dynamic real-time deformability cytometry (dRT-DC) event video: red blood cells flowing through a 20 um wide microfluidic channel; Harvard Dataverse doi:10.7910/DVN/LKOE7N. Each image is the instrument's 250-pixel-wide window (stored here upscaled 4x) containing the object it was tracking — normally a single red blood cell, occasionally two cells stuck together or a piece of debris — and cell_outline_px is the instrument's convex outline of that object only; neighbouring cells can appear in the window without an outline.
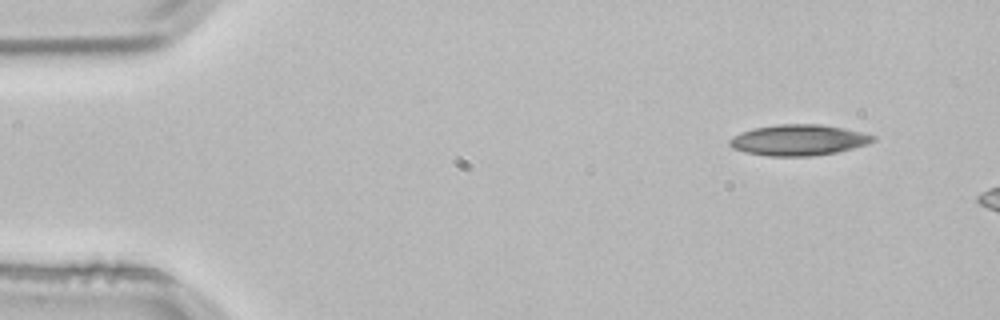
{"species": "common noctule bat (a hibernating species)", "species_latin": "Nyctalus noctula", "temperature_condition": "room temperature", "stored_images_in_passage": 2, "camera_frame_rate_fps": 3000, "um_per_image_px": 0.085, "animal": {"sex": "male", "body_mass_g": 21.5, "forearm_length_mm": 52.0}, "frame": {"image": 1, "passage_image": 1, "time_ms": 0.0, "image_size_px": [1000, 320], "cell_outline_px": [[876, 140], [868, 144], [836, 152], [812, 156], [768, 156], [744, 152], [732, 148], [728, 144], [728, 140], [732, 136], [740, 132], [752, 128], [780, 124], [820, 124], [844, 128], [876, 136]], "centroid_in_image_um": [67.84, 11.9], "position_along_channel_um": 17.2, "area_um2": 25.95}}